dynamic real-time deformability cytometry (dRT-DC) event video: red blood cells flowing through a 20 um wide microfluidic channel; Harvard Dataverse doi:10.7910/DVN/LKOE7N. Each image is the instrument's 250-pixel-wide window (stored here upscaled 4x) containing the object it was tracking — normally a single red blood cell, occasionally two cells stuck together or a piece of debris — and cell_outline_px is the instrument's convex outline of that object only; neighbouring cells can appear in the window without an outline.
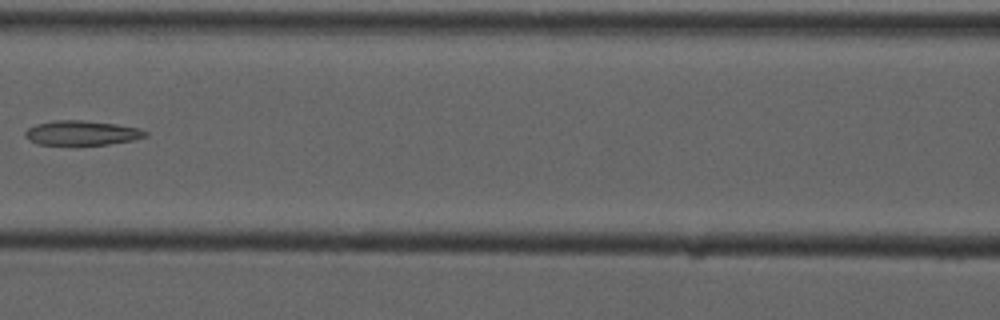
{"species": "common noctule bat (a hibernating species)", "species_latin": "Nyctalus noctula", "temperature_condition": "cold", "stored_images_in_passage": 8, "camera_frame_rate_fps": 3000, "um_per_image_px": 0.085, "animal": {"sex": "male", "forearm_length_mm": 52.5}, "frame": {"image": 1, "passage_image": 7, "time_ms": 7.0, "image_size_px": [1000, 320], "cell_outline_px": [[148, 136], [132, 140], [108, 144], [40, 144], [24, 136], [24, 132], [28, 128], [36, 124], [56, 120], [84, 120], [116, 124], [140, 128], [148, 132]], "centroid_in_image_um": [6.99, 11.28], "position_along_channel_um": 159.6, "area_um2": 16.99}}
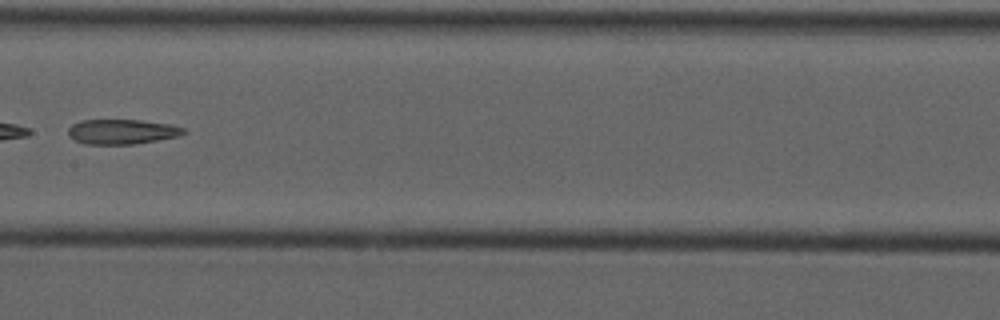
{"frame": {"image": 2, "passage_image": 8, "time_ms": 8.0, "image_size_px": [1000, 320], "cell_outline_px": [[188, 132], [180, 136], [132, 144], [84, 144], [68, 136], [68, 128], [72, 124], [80, 120], [140, 120], [168, 124], [184, 128]], "centroid_in_image_um": [10.35, 11.19], "position_along_channel_um": 197.0, "area_um2": 16.7}}